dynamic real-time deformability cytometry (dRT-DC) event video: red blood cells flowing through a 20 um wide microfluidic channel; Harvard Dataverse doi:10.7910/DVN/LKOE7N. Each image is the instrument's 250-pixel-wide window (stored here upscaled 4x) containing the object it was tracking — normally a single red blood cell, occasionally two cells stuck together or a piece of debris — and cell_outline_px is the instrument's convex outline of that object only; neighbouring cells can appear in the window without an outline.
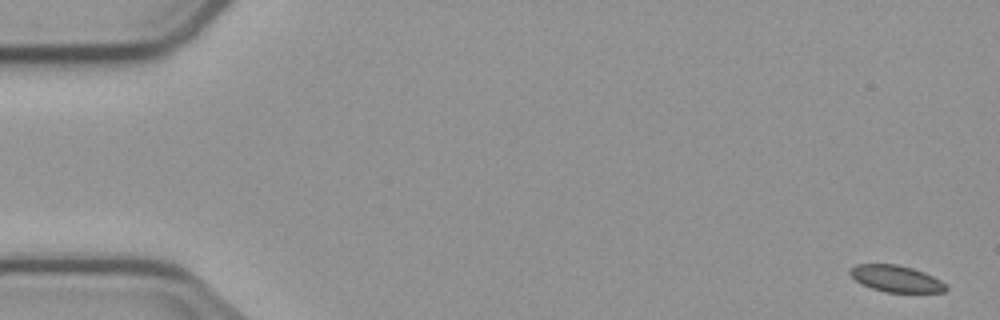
{"species": "common noctule bat (a hibernating species)", "species_latin": "Nyctalus noctula", "temperature_condition": "cold", "stored_images_in_passage": 5, "segment_of_instrument_passage": [2, 2], "camera_frame_rate_fps": 3000, "um_per_image_px": 0.085, "animal": {"sex": "male", "body_mass_g": 23.1, "forearm_length_mm": 52.7}, "frame": {"image": 1, "passage_image": 5, "time_ms": 5.667, "image_size_px": [1000, 320], "cell_outline_px": [[948, 288], [944, 292], [884, 292], [872, 288], [856, 280], [848, 272], [856, 264], [896, 264], [912, 268], [924, 272], [940, 280]], "centroid_in_image_um": [76.17, 23.68], "position_along_channel_um": 8.8, "area_um2": 14.62}}